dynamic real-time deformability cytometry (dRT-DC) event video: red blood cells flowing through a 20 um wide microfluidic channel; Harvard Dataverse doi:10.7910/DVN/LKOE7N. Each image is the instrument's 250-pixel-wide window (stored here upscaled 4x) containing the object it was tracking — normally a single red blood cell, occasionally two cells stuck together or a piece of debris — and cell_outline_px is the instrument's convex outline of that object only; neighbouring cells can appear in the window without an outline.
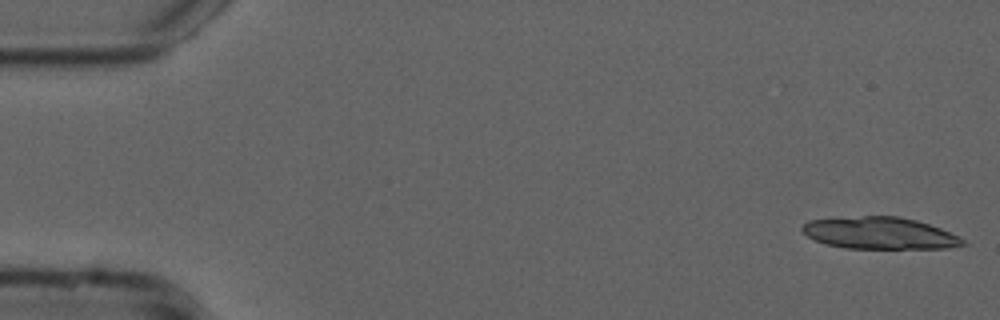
{"species": "common noctule bat (a hibernating species)", "species_latin": "Nyctalus noctula", "temperature_condition": "cold", "stored_images_in_passage": 20, "camera_frame_rate_fps": 3000, "um_per_image_px": 0.085, "animal": {"sex": "male", "forearm_length_mm": 52.5}, "frame": {"image": 1, "passage_image": 1, "time_ms": 0.0, "image_size_px": [1000, 320], "cell_outline_px": [[968, 244], [948, 248], [844, 248], [824, 244], [808, 236], [800, 228], [808, 220], [864, 216], [900, 216], [916, 220], [940, 228], [960, 236]], "centroid_in_image_um": [74.8, 19.82], "position_along_channel_um": 10.2, "area_um2": 29.82}}